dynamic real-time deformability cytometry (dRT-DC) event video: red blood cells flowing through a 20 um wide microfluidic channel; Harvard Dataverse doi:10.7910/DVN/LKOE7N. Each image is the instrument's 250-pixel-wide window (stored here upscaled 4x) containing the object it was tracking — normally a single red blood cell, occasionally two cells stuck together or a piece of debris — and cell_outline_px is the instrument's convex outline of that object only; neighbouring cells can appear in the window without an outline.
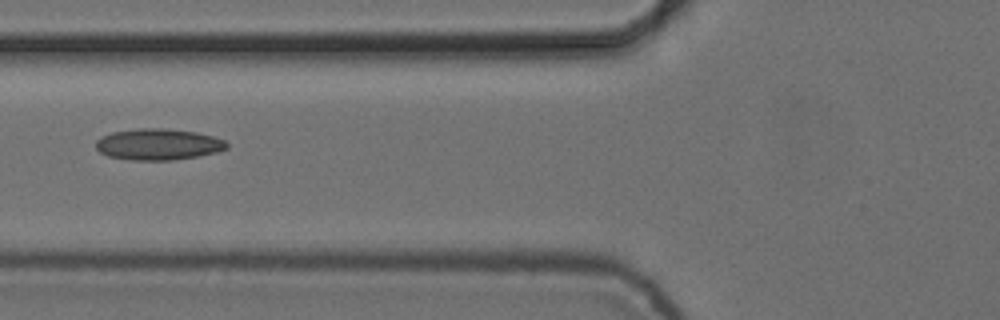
{"species": "common noctule bat (a hibernating species)", "species_latin": "Nyctalus noctula", "temperature_condition": "cold", "stored_images_in_passage": 4, "camera_frame_rate_fps": 3000, "um_per_image_px": 0.085, "animal": {"sex": "female", "body_mass_g": 24.6, "forearm_length_mm": 56.2}, "frame": {"image": 1, "passage_image": 2, "time_ms": 0.333, "image_size_px": [1000, 320], "cell_outline_px": [[228, 148], [216, 152], [196, 156], [172, 160], [132, 160], [108, 156], [100, 152], [96, 148], [96, 140], [100, 136], [112, 132], [140, 128], [164, 128], [196, 132], [212, 136], [224, 140], [228, 144]], "centroid_in_image_um": [13.43, 12.26], "position_along_channel_um": 112.4, "area_um2": 23.81}}
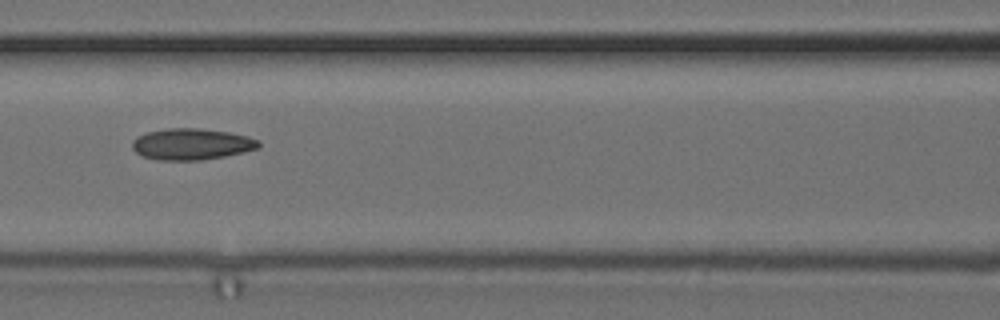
{"frame": {"image": 2, "passage_image": 3, "time_ms": 0.667, "image_size_px": [1000, 320], "cell_outline_px": [[260, 148], [224, 156], [200, 160], [160, 160], [144, 156], [136, 152], [132, 148], [132, 140], [136, 136], [148, 132], [168, 128], [200, 128], [228, 132], [248, 136], [260, 140]], "centroid_in_image_um": [16.29, 12.24], "position_along_channel_um": 150.3, "area_um2": 23.06}}
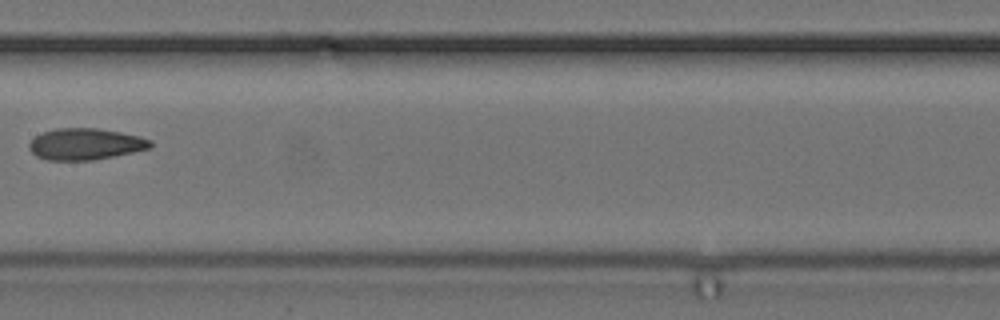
{"frame": {"image": 3, "passage_image": 4, "time_ms": 1.0, "image_size_px": [1000, 320], "cell_outline_px": [[152, 148], [92, 160], [48, 160], [36, 156], [28, 148], [28, 144], [36, 136], [44, 132], [56, 128], [96, 128], [120, 132], [140, 136], [152, 140]], "centroid_in_image_um": [7.26, 12.24], "position_along_channel_um": 200.1, "area_um2": 22.14}}